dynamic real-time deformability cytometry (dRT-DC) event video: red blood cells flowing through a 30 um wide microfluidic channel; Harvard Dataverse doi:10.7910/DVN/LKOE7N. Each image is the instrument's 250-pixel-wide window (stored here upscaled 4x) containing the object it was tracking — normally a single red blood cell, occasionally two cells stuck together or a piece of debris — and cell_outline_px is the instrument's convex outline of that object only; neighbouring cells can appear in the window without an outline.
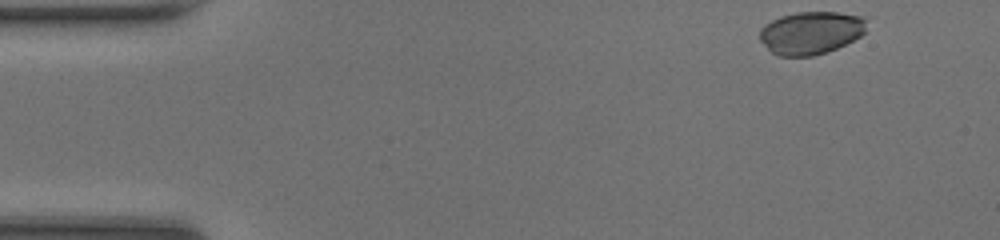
{"species": "common noctule bat (a hibernating species)", "species_latin": "Nyctalus noctula", "temperature_condition": "room temperature", "stored_images_in_passage": 45, "camera_frame_rate_fps": 3000, "um_per_image_px": 0.085, "animal": {"sex": "female", "body_mass_g": 20.0, "forearm_length_mm": 54.0}, "frame": {"image": 1, "passage_image": 1, "time_ms": 0.0, "image_size_px": [1000, 240], "cell_outline_px": [[864, 32], [860, 36], [836, 48], [812, 56], [780, 56], [772, 52], [760, 40], [760, 28], [764, 24], [780, 16], [796, 12], [836, 12], [860, 16], [864, 20]], "centroid_in_image_um": [68.87, 2.78], "position_along_channel_um": 16.1, "area_um2": 26.24}}
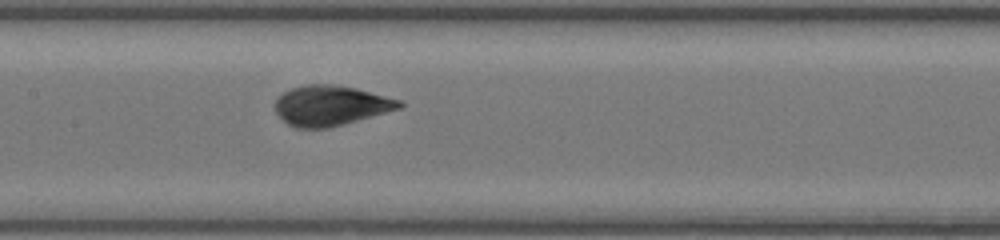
{"frame": {"image": 2, "passage_image": 20, "time_ms": 6.333, "image_size_px": [1000, 240], "cell_outline_px": [[404, 104], [400, 108], [344, 124], [328, 128], [296, 128], [288, 124], [276, 112], [272, 104], [276, 96], [292, 88], [304, 84], [332, 84], [356, 88], [404, 100]], "centroid_in_image_um": [28.09, 8.96], "position_along_channel_um": 179.3, "area_um2": 29.3}}
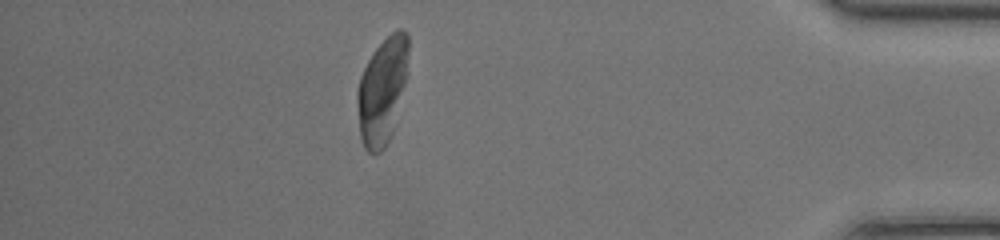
{"frame": {"image": 3, "passage_image": 39, "time_ms": 12.667, "image_size_px": [1000, 240], "cell_outline_px": [[408, 72], [392, 132], [384, 148], [380, 152], [368, 152], [364, 148], [360, 140], [356, 100], [356, 92], [360, 76], [372, 52], [396, 28], [400, 28], [408, 32]], "centroid_in_image_um": [32.48, 7.69], "position_along_channel_um": 402.7, "area_um2": 31.91}, "authors_computed_cell_mechanics": {"area_um2": 29.4202, "velocity_mm_per_s": 4.2669, "shape_relaxation_time_tau1_ms": 4.2716, "shape_relaxation_time_tau2_ms": null, "deformation_change_tau1": 0.2168, "deformation_change_tau2": null}}